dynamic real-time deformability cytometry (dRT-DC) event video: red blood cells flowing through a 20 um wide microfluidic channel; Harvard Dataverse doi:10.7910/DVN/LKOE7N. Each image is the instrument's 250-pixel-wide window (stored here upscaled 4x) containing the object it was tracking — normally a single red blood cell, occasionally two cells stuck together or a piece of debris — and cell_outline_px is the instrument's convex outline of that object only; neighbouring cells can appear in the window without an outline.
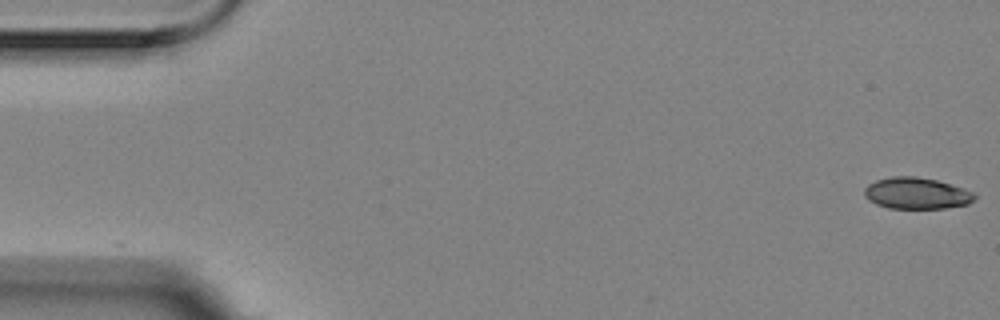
{"species": "Egyptian fruit bat (a non-hibernating species)", "species_latin": "Rousettus aegyptiacus", "temperature_condition": "room temperature", "stored_images_in_passage": 5, "camera_frame_rate_fps": 3000, "um_per_image_px": 0.085, "animal": {"sex": "female"}, "frame": {"image": 1, "passage_image": 1, "time_ms": 0.0, "image_size_px": [1000, 320], "cell_outline_px": [[976, 196], [968, 204], [944, 208], [888, 208], [876, 204], [868, 200], [864, 196], [864, 188], [868, 184], [876, 180], [892, 176], [916, 176], [936, 180], [964, 188], [972, 192]], "centroid_in_image_um": [77.86, 16.42], "position_along_channel_um": 7.1, "area_um2": 20.17}}